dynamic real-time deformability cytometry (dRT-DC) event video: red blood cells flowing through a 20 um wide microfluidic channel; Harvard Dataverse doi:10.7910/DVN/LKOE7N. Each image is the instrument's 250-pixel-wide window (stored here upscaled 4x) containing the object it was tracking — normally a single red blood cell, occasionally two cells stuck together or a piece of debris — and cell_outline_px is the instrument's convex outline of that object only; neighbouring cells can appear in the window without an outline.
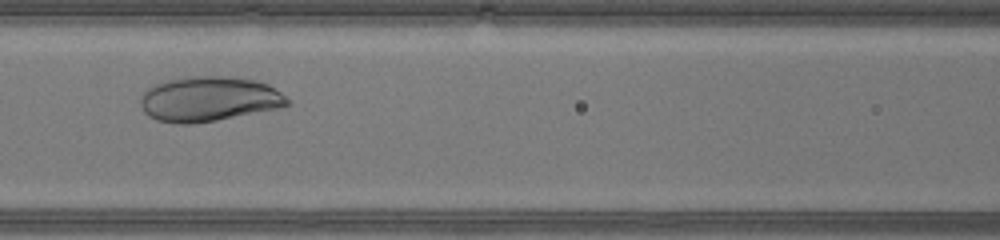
{"species": "human", "species_latin": "Homo sapiens", "temperature_condition": "warm", "stored_images_in_passage": 29, "camera_frame_rate_fps": 3000, "um_per_image_px": 0.085, "donor": {"sex": "male"}, "frame": {"image": 1, "passage_image": 12, "time_ms": 3.667, "image_size_px": [1000, 240], "cell_outline_px": [[288, 104], [280, 108], [216, 120], [192, 124], [176, 124], [156, 120], [148, 116], [144, 112], [140, 104], [140, 96], [148, 88], [164, 80], [192, 76], [232, 76], [256, 80], [268, 84], [280, 92], [288, 100]], "centroid_in_image_um": [17.72, 8.41], "position_along_channel_um": 148.9, "area_um2": 38.61}}
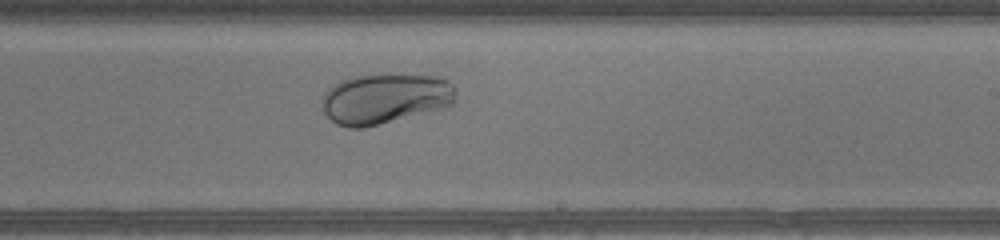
{"frame": {"image": 2, "passage_image": 19, "time_ms": 6.0, "image_size_px": [1000, 240], "cell_outline_px": [[456, 100], [452, 104], [444, 108], [364, 128], [348, 128], [336, 124], [324, 112], [320, 100], [324, 92], [332, 84], [340, 80], [352, 76], [380, 72], [400, 72], [440, 76], [448, 80], [456, 88]], "centroid_in_image_um": [32.74, 8.32], "position_along_channel_um": 256.3, "area_um2": 40.81}}
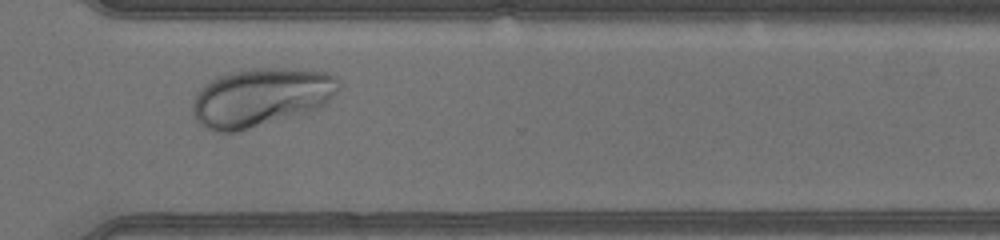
{"frame": {"image": 3, "passage_image": 25, "time_ms": 8.0, "image_size_px": [1000, 240], "cell_outline_px": [[344, 84], [320, 108], [236, 132], [216, 132], [204, 128], [196, 120], [192, 112], [192, 100], [196, 92], [204, 84], [220, 76], [232, 72], [252, 68], [288, 68], [328, 72], [336, 76]], "centroid_in_image_um": [22.17, 8.26], "position_along_channel_um": 348.4, "area_um2": 49.88}}